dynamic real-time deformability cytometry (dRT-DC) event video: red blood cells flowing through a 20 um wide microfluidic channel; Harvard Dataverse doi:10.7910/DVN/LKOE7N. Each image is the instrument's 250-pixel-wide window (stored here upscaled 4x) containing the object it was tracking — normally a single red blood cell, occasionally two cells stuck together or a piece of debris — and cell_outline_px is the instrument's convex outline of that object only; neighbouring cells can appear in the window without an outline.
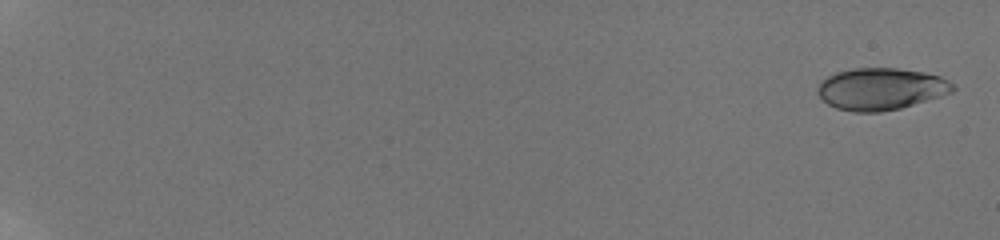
{"species": "human", "species_latin": "Homo sapiens", "temperature_condition": "room temperature", "stored_images_in_passage": 19, "camera_frame_rate_fps": 3000, "um_per_image_px": 0.085, "donor": {"sex": "male"}, "frame": {"image": 1, "passage_image": 1, "time_ms": 0.0, "image_size_px": [1000, 240], "cell_outline_px": [[956, 88], [952, 92], [940, 96], [900, 108], [880, 112], [856, 112], [836, 108], [828, 104], [816, 92], [816, 88], [820, 80], [836, 72], [852, 68], [896, 68], [924, 72], [940, 76], [948, 80]], "centroid_in_image_um": [74.84, 7.55], "position_along_channel_um": 10.2, "area_um2": 33.06}}
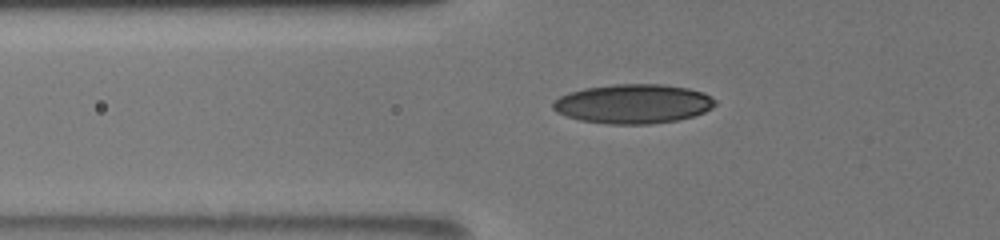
{"frame": {"image": 2, "passage_image": 13, "time_ms": 7.667, "image_size_px": [1000, 240], "cell_outline_px": [[716, 104], [712, 108], [704, 112], [692, 116], [676, 120], [648, 124], [608, 124], [580, 120], [556, 112], [552, 108], [552, 100], [568, 92], [584, 88], [612, 84], [664, 84], [688, 88], [704, 92], [712, 96], [716, 100]], "centroid_in_image_um": [53.81, 8.81], "position_along_channel_um": 72.0, "area_um2": 37.4}}
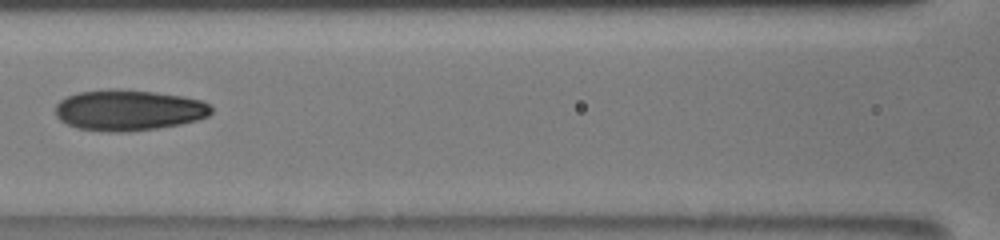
{"frame": {"image": 3, "passage_image": 16, "time_ms": 10.0, "image_size_px": [1000, 240], "cell_outline_px": [[212, 112], [208, 116], [196, 120], [180, 124], [156, 128], [120, 132], [116, 132], [76, 128], [60, 120], [56, 116], [56, 104], [60, 100], [68, 96], [80, 92], [108, 88], [116, 88], [156, 92], [184, 96], [200, 100], [208, 104], [212, 108]], "centroid_in_image_um": [10.93, 9.35], "position_along_channel_um": 155.7, "area_um2": 37.05}}